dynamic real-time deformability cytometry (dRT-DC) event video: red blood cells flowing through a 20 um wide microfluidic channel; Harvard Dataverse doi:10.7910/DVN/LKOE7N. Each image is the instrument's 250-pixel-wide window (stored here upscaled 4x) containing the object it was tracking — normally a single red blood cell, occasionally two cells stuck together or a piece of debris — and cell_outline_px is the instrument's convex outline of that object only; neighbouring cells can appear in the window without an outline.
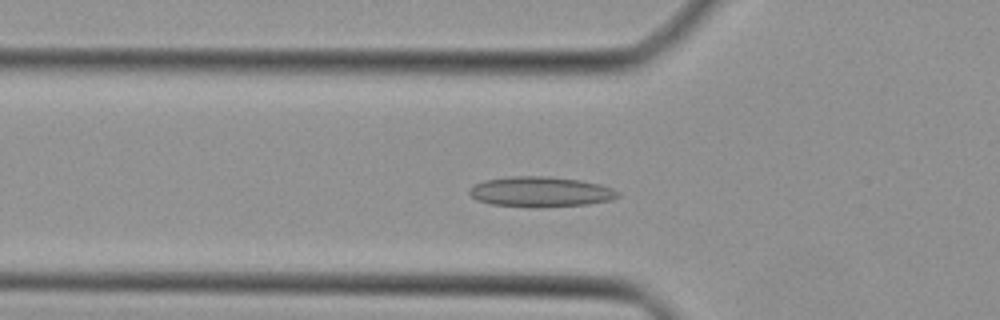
{"species": "Egyptian fruit bat (a non-hibernating species)", "species_latin": "Rousettus aegyptiacus", "temperature_condition": "cold", "stored_images_in_passage": 43, "camera_frame_rate_fps": 3000, "um_per_image_px": 0.085, "animal": {"sex": "female"}, "frame": {"image": 1, "passage_image": 13, "time_ms": 4.0, "image_size_px": [1000, 320], "cell_outline_px": [[620, 196], [612, 200], [588, 204], [492, 204], [480, 200], [472, 196], [468, 192], [468, 188], [472, 184], [484, 180], [512, 176], [548, 176], [580, 180], [600, 184], [612, 188], [620, 192]], "centroid_in_image_um": [45.97, 16.24], "position_along_channel_um": 79.8, "area_um2": 25.03}}
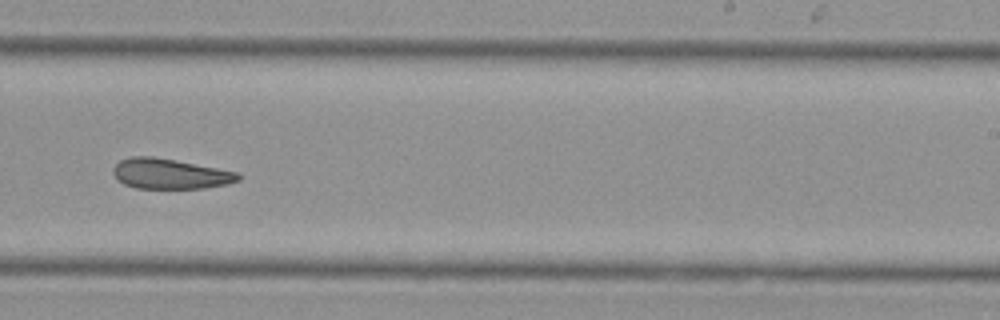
{"frame": {"image": 2, "passage_image": 26, "time_ms": 8.333, "image_size_px": [1000, 320], "cell_outline_px": [[240, 180], [228, 184], [204, 188], [136, 188], [124, 184], [116, 180], [112, 172], [112, 168], [120, 160], [132, 156], [152, 156], [176, 160], [236, 172], [240, 176]], "centroid_in_image_um": [14.4, 14.77], "position_along_channel_um": 274.6, "area_um2": 22.02}}
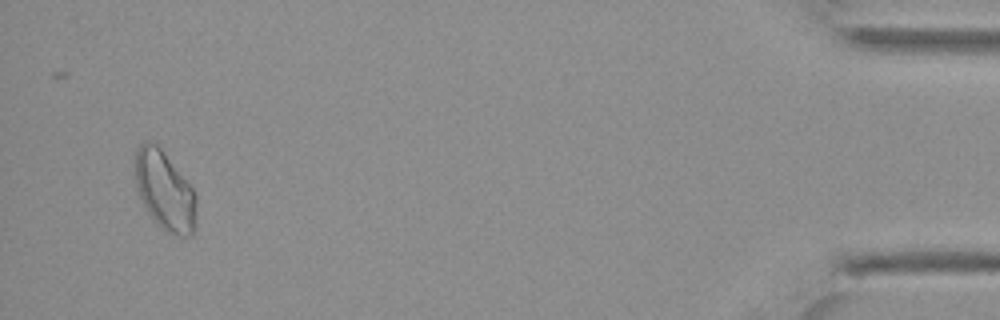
{"frame": {"image": 3, "passage_image": 41, "time_ms": 13.333, "image_size_px": [1000, 320], "cell_outline_px": [[196, 204], [192, 236], [180, 236], [168, 232], [160, 228], [148, 212], [140, 196], [136, 184], [136, 152], [140, 144], [144, 140], [148, 140], [156, 144], [160, 148], [192, 188], [196, 196]], "centroid_in_image_um": [13.99, 16.22], "position_along_channel_um": 421.2, "area_um2": 27.51}}